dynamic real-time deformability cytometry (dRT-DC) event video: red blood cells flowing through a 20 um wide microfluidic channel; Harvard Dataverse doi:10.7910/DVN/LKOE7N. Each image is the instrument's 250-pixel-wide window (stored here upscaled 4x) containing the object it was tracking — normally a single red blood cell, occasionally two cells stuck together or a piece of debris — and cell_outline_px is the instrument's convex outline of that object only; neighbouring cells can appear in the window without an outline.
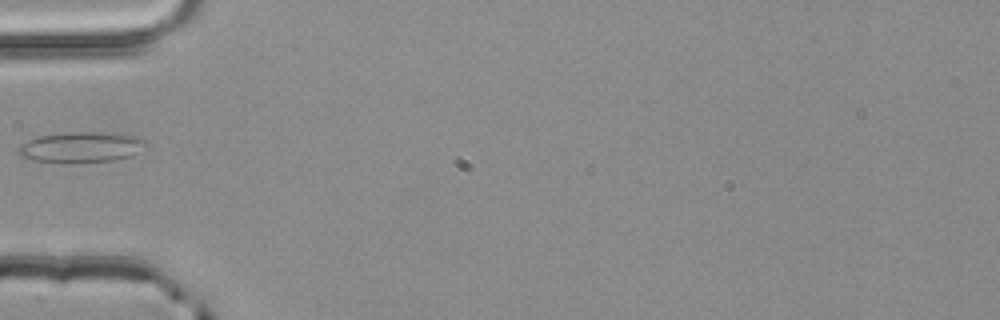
{"species": "common noctule bat (a hibernating species)", "species_latin": "Nyctalus noctula", "temperature_condition": "room temperature", "stored_images_in_passage": 3, "segment_of_instrument_passage": [2, 2], "camera_frame_rate_fps": 3000, "um_per_image_px": 0.085, "animal": {"sex": "male", "body_mass_g": 20.4}, "frame": {"image": 1, "passage_image": 3, "time_ms": 0.667, "image_size_px": [1000, 320], "cell_outline_px": [[148, 144], [132, 156], [112, 160], [72, 164], [32, 160], [20, 156], [16, 152], [16, 148], [20, 144], [28, 140], [40, 136], [68, 132], [88, 132], [140, 136]], "centroid_in_image_um": [6.85, 12.53], "position_along_channel_um": 78.2, "area_um2": 22.95}}